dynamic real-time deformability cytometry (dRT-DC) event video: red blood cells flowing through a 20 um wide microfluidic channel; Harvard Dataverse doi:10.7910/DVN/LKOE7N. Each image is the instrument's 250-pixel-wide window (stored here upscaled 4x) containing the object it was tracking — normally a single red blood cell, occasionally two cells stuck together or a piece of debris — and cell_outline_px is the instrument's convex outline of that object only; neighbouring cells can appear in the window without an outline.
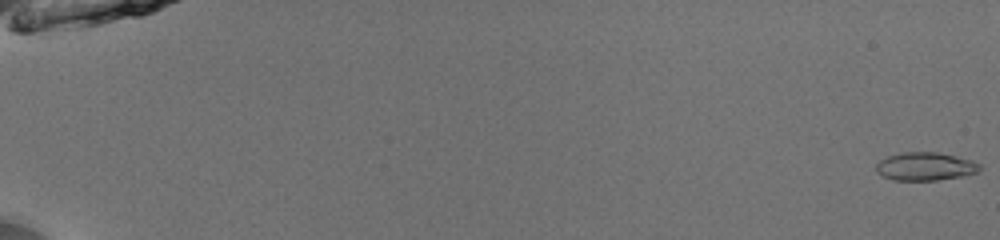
{"species": "common noctule bat (a hibernating species)", "species_latin": "Nyctalus noctula", "temperature_condition": "room temperature", "stored_images_in_passage": 54, "camera_frame_rate_fps": 3000, "um_per_image_px": 0.085, "animal": {"sex": "male", "body_mass_g": 13.0, "forearm_length_mm": 53.1}, "frame": {"image": 1, "passage_image": 1, "time_ms": 0.0, "image_size_px": [1000, 240], "cell_outline_px": [[980, 168], [976, 172], [960, 176], [936, 180], [892, 180], [876, 172], [876, 164], [880, 160], [888, 156], [900, 152], [936, 152], [956, 156], [972, 160], [980, 164]], "centroid_in_image_um": [78.61, 14.14], "position_along_channel_um": 6.4, "area_um2": 16.88}}
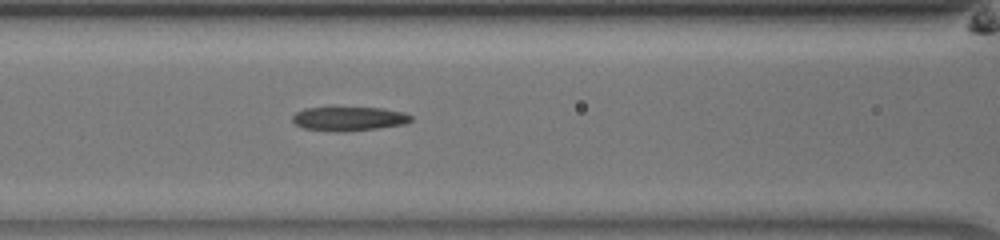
{"frame": {"image": 2, "passage_image": 26, "time_ms": 8.333, "image_size_px": [1000, 240], "cell_outline_px": [[412, 120], [404, 124], [376, 128], [340, 132], [336, 132], [304, 128], [296, 124], [292, 120], [292, 116], [296, 112], [304, 108], [332, 104], [380, 108], [404, 112], [412, 116]], "centroid_in_image_um": [29.59, 10.03], "position_along_channel_um": 137.0, "area_um2": 17.51}}
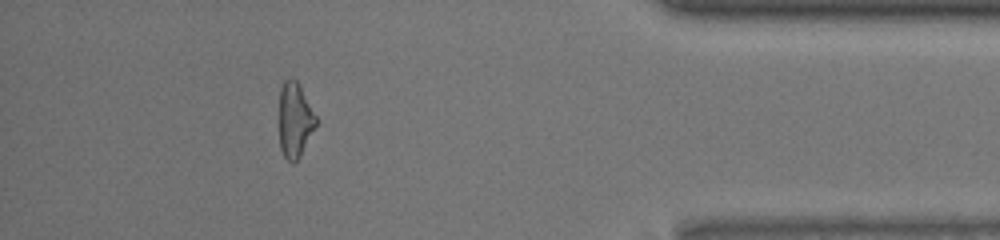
{"frame": {"image": 3, "passage_image": 49, "time_ms": 16.0, "image_size_px": [1000, 240], "cell_outline_px": [[316, 124], [300, 156], [292, 164], [284, 156], [280, 148], [280, 88], [284, 80], [292, 76], [296, 80], [316, 116]], "centroid_in_image_um": [25.04, 10.19], "position_along_channel_um": 410.2, "area_um2": 15.72}, "authors_computed_cell_mechanics": {"area_um2": 17.1377, "velocity_mm_per_s": 3.9766, "shape_relaxation_time_tau1_ms": 3.6761, "shape_relaxation_time_tau2_ms": 3.405, "deformation_change_tau1": 0.1226, "deformation_change_tau2": 0.1443}}